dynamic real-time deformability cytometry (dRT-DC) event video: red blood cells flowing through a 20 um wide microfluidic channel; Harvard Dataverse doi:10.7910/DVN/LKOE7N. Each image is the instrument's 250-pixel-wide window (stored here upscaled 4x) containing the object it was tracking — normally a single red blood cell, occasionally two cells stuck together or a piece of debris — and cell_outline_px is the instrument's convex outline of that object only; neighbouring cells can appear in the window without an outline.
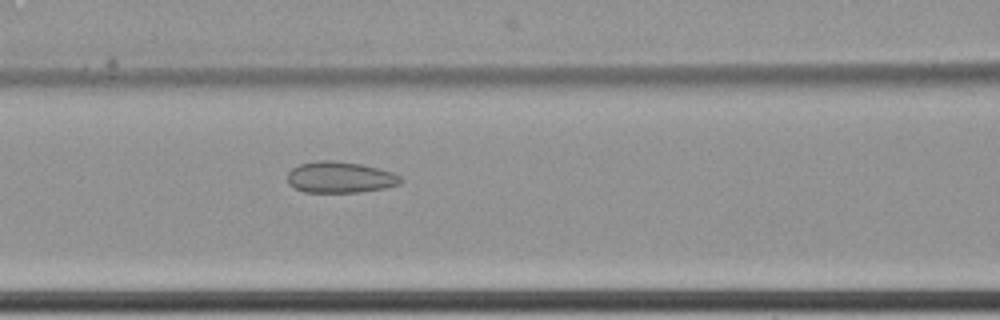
{"species": "common noctule bat (a hibernating species)", "species_latin": "Nyctalus noctula", "temperature_condition": "cold", "stored_images_in_passage": 9, "camera_frame_rate_fps": 3000, "um_per_image_px": 0.085, "animal": {"sex": "female", "body_mass_g": 22.7, "forearm_length_mm": 54.2}, "frame": {"image": 1, "passage_image": 9, "time_ms": 2.667, "image_size_px": [1000, 320], "cell_outline_px": [[404, 180], [400, 184], [384, 188], [360, 192], [304, 192], [292, 188], [288, 184], [288, 172], [292, 168], [300, 164], [320, 160], [332, 160], [360, 164], [380, 168], [392, 172], [400, 176]], "centroid_in_image_um": [28.9, 15.07], "position_along_channel_um": 137.7, "area_um2": 20.75}}